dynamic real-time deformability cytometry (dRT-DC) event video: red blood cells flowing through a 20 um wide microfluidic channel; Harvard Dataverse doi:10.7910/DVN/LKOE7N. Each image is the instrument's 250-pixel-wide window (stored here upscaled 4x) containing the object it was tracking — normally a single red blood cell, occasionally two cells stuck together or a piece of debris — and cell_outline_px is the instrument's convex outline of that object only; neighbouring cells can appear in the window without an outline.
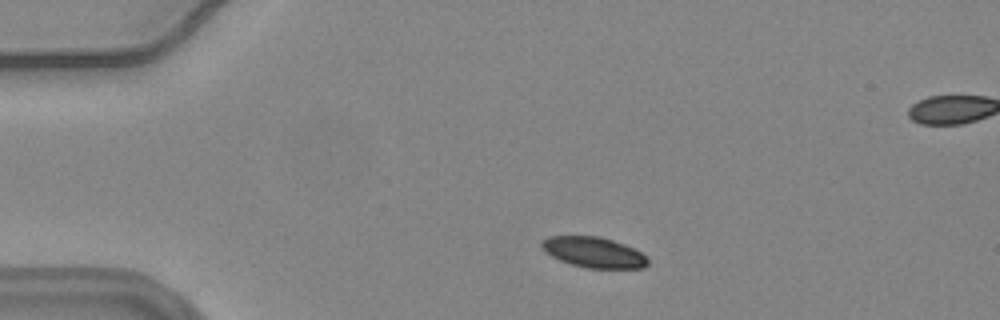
{"species": "common noctule bat (a hibernating species)", "species_latin": "Nyctalus noctula", "temperature_condition": "warm", "stored_images_in_passage": 52, "segment_of_instrument_passage": [1, 2], "camera_frame_rate_fps": 3000, "um_per_image_px": 0.085, "animal": {"sex": "female", "body_mass_g": 24.6, "forearm_length_mm": 56.2}, "frame": {"image": 1, "passage_image": 6, "time_ms": 1.667, "image_size_px": [1000, 320], "cell_outline_px": [[648, 264], [644, 268], [584, 268], [560, 260], [544, 252], [540, 248], [540, 240], [548, 236], [596, 236], [612, 240], [624, 244], [648, 256]], "centroid_in_image_um": [50.43, 21.44], "position_along_channel_um": 34.6, "area_um2": 19.02}}
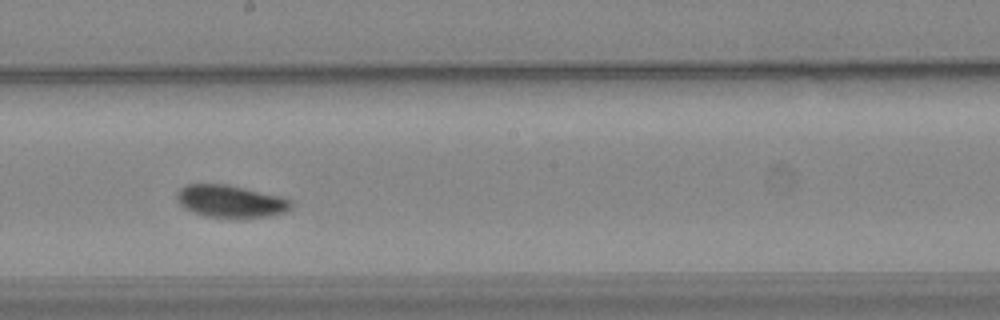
{"frame": {"image": 2, "passage_image": 26, "time_ms": 8.333, "image_size_px": [1000, 320], "cell_outline_px": [[292, 208], [284, 212], [268, 216], [204, 216], [192, 212], [184, 208], [176, 200], [176, 192], [184, 184], [228, 184], [280, 196], [292, 200]], "centroid_in_image_um": [19.56, 17.08], "position_along_channel_um": 228.6, "area_um2": 21.33}}
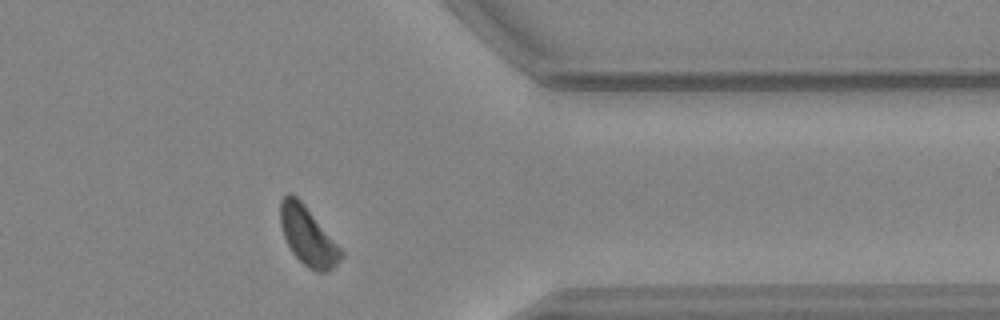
{"frame": {"image": 3, "passage_image": 40, "time_ms": 13.0, "image_size_px": [1000, 320], "cell_outline_px": [[344, 256], [328, 272], [316, 272], [308, 268], [292, 252], [284, 236], [280, 224], [280, 200], [288, 192], [296, 196], [304, 204], [344, 252]], "centroid_in_image_um": [26.16, 20.07], "position_along_channel_um": 385.2, "area_um2": 20.52}}